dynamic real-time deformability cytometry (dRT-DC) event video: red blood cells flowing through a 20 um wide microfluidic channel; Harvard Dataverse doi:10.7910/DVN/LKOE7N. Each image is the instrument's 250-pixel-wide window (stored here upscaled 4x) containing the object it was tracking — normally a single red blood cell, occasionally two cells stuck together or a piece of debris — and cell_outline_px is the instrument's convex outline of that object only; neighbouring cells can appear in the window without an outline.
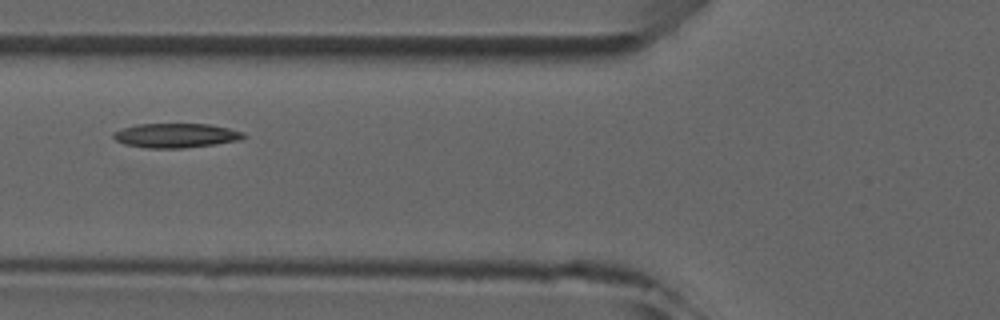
{"species": "common noctule bat (a hibernating species)", "species_latin": "Nyctalus noctula", "temperature_condition": "room temperature", "stored_images_in_passage": 4, "camera_frame_rate_fps": 3000, "um_per_image_px": 0.085, "animal": {"sex": "male", "forearm_length_mm": 52.5}, "frame": {"image": 1, "passage_image": 4, "time_ms": 3.333, "image_size_px": [1000, 320], "cell_outline_px": [[248, 136], [240, 140], [184, 148], [144, 148], [124, 144], [116, 140], [112, 136], [112, 132], [136, 124], [208, 124], [228, 128], [244, 132]], "centroid_in_image_um": [14.94, 11.52], "position_along_channel_um": 110.9, "area_um2": 18.5}}